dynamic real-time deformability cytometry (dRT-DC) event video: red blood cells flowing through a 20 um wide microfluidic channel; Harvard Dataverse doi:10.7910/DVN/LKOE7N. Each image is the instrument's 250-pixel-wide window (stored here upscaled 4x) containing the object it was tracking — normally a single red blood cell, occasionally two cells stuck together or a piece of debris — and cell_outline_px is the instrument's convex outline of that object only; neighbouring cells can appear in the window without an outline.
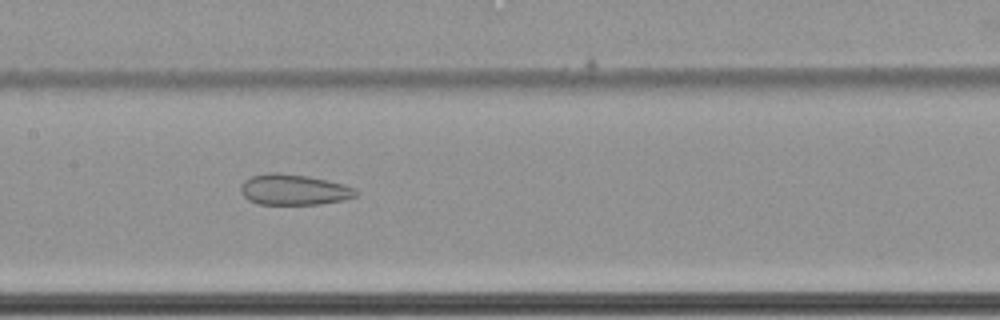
{"species": "common noctule bat (a hibernating species)", "species_latin": "Nyctalus noctula", "temperature_condition": "cold", "stored_images_in_passage": 64, "camera_frame_rate_fps": 3000, "um_per_image_px": 0.085, "animal": {"sex": "female", "body_mass_g": 22.7, "forearm_length_mm": 54.2}, "frame": {"image": 1, "passage_image": 35, "time_ms": 11.333, "image_size_px": [1000, 320], "cell_outline_px": [[360, 196], [344, 200], [316, 204], [260, 204], [248, 200], [240, 192], [240, 184], [244, 180], [252, 176], [268, 172], [280, 172], [308, 176], [344, 184], [356, 188], [360, 192]], "centroid_in_image_um": [25.0, 16.11], "position_along_channel_um": 182.4, "area_um2": 20.92}}
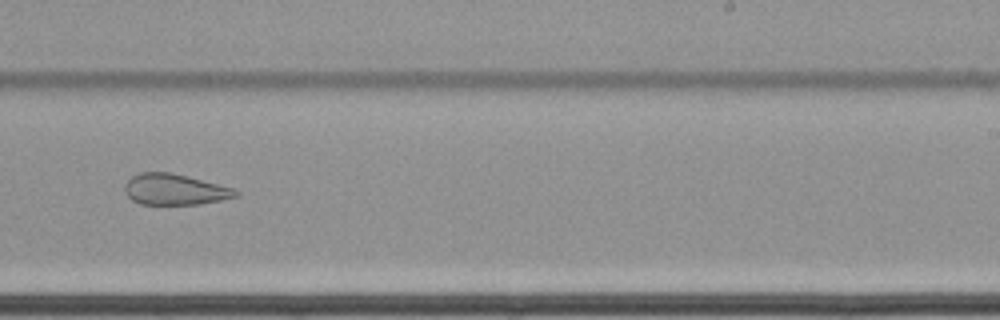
{"frame": {"image": 2, "passage_image": 43, "time_ms": 14.0, "image_size_px": [1000, 320], "cell_outline_px": [[240, 196], [200, 204], [140, 204], [132, 200], [124, 192], [124, 184], [132, 176], [140, 172], [172, 172], [188, 176], [232, 188], [240, 192]], "centroid_in_image_um": [14.84, 16.1], "position_along_channel_um": 274.2, "area_um2": 20.06}}
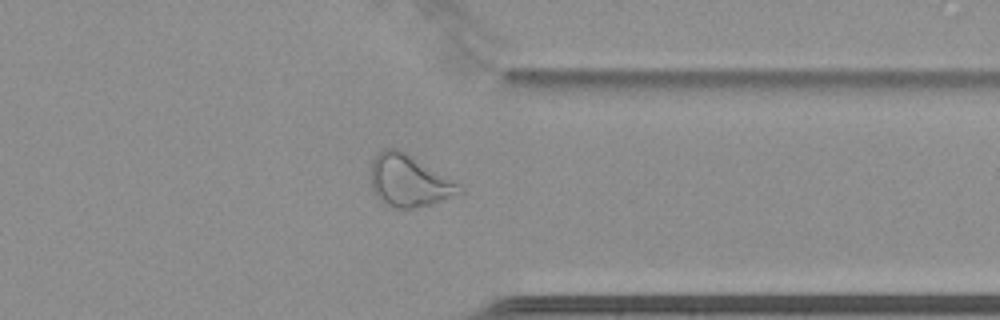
{"frame": {"image": 3, "passage_image": 52, "time_ms": 17.0, "image_size_px": [1000, 320], "cell_outline_px": [[464, 192], [432, 204], [412, 208], [396, 208], [384, 204], [376, 196], [372, 188], [368, 172], [372, 160], [384, 148], [396, 148], [404, 152], [460, 184], [464, 188]], "centroid_in_image_um": [34.73, 15.38], "position_along_channel_um": 376.7, "area_um2": 26.76}}